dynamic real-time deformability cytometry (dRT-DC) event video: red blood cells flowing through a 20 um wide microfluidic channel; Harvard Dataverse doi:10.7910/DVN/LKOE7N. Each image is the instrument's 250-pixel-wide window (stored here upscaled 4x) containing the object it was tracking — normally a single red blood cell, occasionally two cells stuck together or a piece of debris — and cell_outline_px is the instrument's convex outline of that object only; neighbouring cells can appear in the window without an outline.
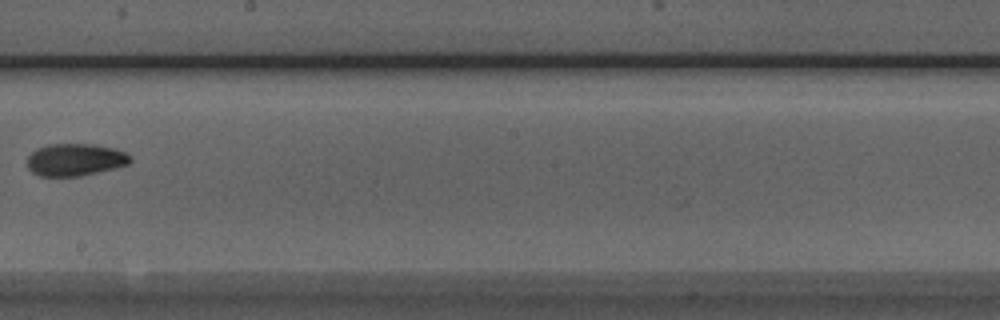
{"species": "Egyptian fruit bat (a non-hibernating species)", "species_latin": "Rousettus aegyptiacus", "temperature_condition": "room temperature", "stored_images_in_passage": 9, "camera_frame_rate_fps": 3000, "um_per_image_px": 0.085, "animal": {"sex": "male"}, "frame": {"image": 1, "passage_image": 9, "time_ms": 9.333, "image_size_px": [1000, 320], "cell_outline_px": [[132, 160], [128, 164], [116, 168], [80, 176], [40, 176], [32, 172], [28, 168], [28, 156], [36, 148], [48, 144], [96, 144], [116, 148], [132, 156]], "centroid_in_image_um": [6.41, 13.57], "position_along_channel_um": 241.8, "area_um2": 19.59}}